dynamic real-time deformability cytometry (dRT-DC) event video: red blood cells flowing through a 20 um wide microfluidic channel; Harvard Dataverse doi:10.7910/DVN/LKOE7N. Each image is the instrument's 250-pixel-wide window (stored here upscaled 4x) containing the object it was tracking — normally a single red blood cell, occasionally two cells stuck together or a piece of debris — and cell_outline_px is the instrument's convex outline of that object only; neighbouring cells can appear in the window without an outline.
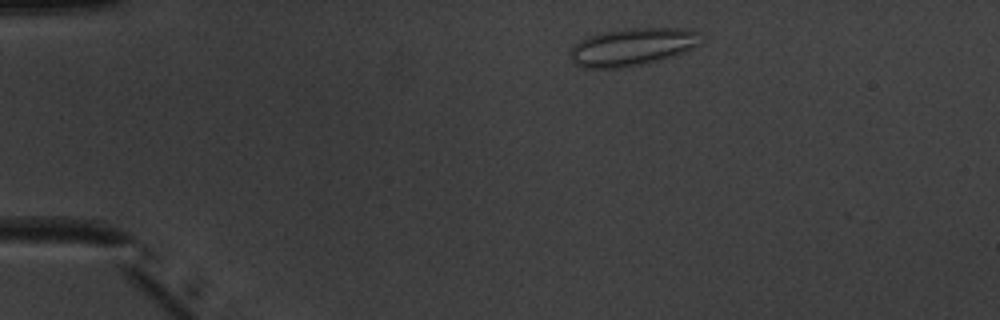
{"species": "common noctule bat (a hibernating species)", "species_latin": "Nyctalus noctula", "temperature_condition": "warm", "stored_images_in_passage": 12, "camera_frame_rate_fps": 3000, "um_per_image_px": 0.085, "animal": {"sex": "male", "body_mass_g": 20.1, "forearm_length_mm": 53.5}, "frame": {"image": 1, "passage_image": 5, "time_ms": 1.333, "image_size_px": [1000, 320], "cell_outline_px": [[704, 40], [700, 44], [692, 48], [672, 56], [640, 64], [620, 68], [584, 68], [576, 64], [572, 60], [572, 48], [580, 40], [588, 36], [604, 32], [632, 28], [688, 28], [700, 32]], "centroid_in_image_um": [53.81, 3.97], "position_along_channel_um": 31.2, "area_um2": 28.38}}